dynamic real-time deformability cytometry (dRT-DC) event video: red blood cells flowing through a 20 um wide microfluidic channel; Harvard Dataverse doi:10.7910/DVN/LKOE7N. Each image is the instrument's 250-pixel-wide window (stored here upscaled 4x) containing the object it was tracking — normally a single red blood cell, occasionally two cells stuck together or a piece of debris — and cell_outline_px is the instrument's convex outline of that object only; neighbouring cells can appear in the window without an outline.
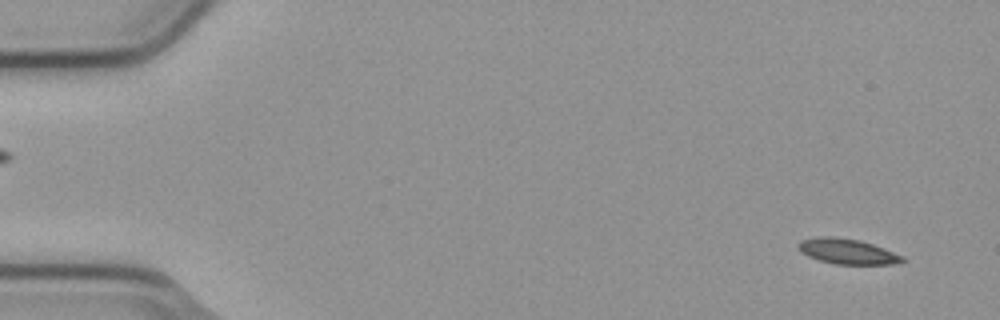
{"species": "common noctule bat (a hibernating species)", "species_latin": "Nyctalus noctula", "temperature_condition": "cold", "stored_images_in_passage": 5, "segment_of_instrument_passage": [2, 2], "camera_frame_rate_fps": 3000, "um_per_image_px": 0.085, "animal": {"sex": "male", "body_mass_g": 23.1, "forearm_length_mm": 52.7}, "frame": {"image": 1, "passage_image": 5, "time_ms": 1.333, "image_size_px": [1000, 320], "cell_outline_px": [[904, 260], [892, 264], [836, 264], [820, 260], [808, 256], [800, 252], [796, 244], [800, 240], [816, 236], [832, 236], [860, 240], [884, 248], [904, 256]], "centroid_in_image_um": [71.97, 21.35], "position_along_channel_um": 13.0, "area_um2": 15.37}}